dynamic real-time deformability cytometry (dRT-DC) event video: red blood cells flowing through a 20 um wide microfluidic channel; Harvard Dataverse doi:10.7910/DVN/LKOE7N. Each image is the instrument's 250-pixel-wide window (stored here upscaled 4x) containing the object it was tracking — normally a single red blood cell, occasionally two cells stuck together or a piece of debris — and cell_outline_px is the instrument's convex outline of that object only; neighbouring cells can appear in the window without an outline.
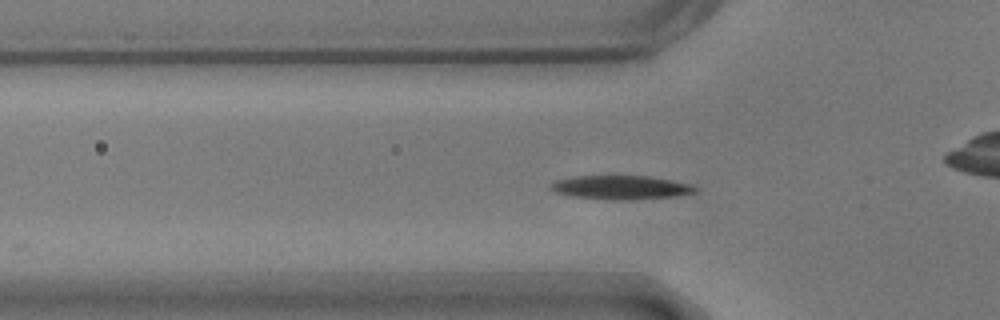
{"species": "common noctule bat (a hibernating species)", "species_latin": "Nyctalus noctula", "temperature_condition": "warm", "stored_images_in_passage": 33, "camera_frame_rate_fps": 3000, "um_per_image_px": 0.085, "animal": {"sex": "male", "body_mass_g": 17.9}, "frame": {"image": 1, "passage_image": 4, "time_ms": 1.0, "image_size_px": [1000, 320], "cell_outline_px": [[696, 192], [676, 196], [632, 200], [612, 200], [572, 196], [556, 192], [548, 188], [548, 184], [556, 180], [576, 176], [648, 176], [688, 184], [696, 188]], "centroid_in_image_um": [52.7, 15.94], "position_along_channel_um": 73.1, "area_um2": 19.94}}
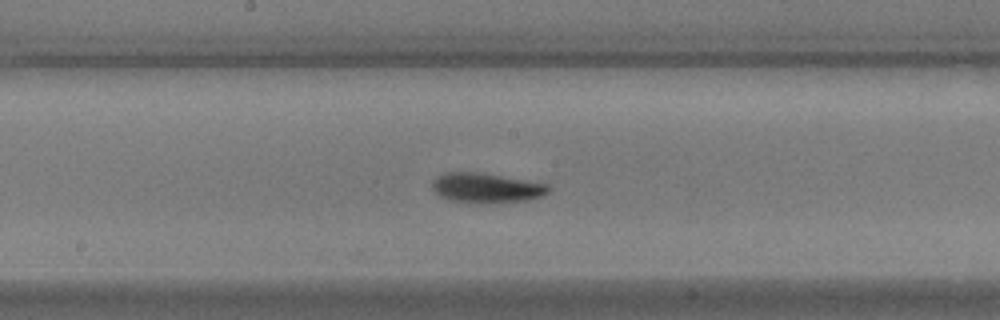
{"frame": {"image": 2, "passage_image": 15, "time_ms": 4.667, "image_size_px": [1000, 320], "cell_outline_px": [[552, 188], [544, 196], [528, 200], [488, 204], [476, 204], [452, 200], [440, 196], [432, 188], [432, 184], [436, 176], [444, 172], [484, 172], [548, 184]], "centroid_in_image_um": [41.37, 15.97], "position_along_channel_um": 206.8, "area_um2": 20.69}}
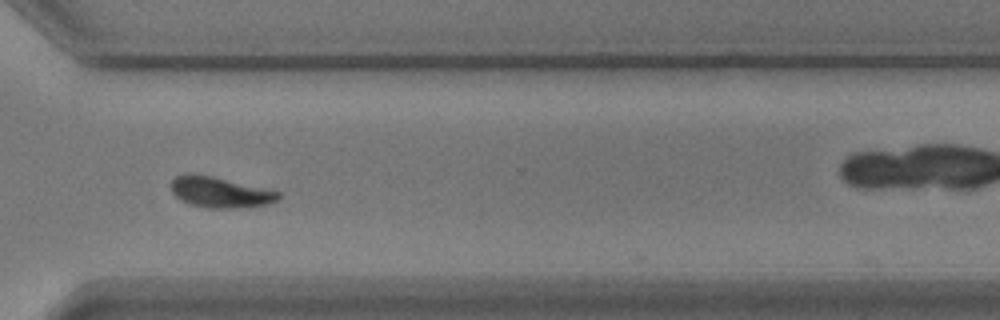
{"frame": {"image": 3, "passage_image": 27, "time_ms": 8.667, "image_size_px": [1000, 320], "cell_outline_px": [[280, 200], [268, 204], [248, 208], [208, 208], [192, 204], [180, 200], [172, 192], [172, 180], [176, 176], [184, 172], [188, 172], [212, 176], [280, 192]], "centroid_in_image_um": [18.71, 16.34], "position_along_channel_um": 351.9, "area_um2": 19.31}, "authors_computed_cell_mechanics": {"area_um2": 19.3052, "velocity_mm_per_s": 3.6284, "shape_relaxation_time_tau1_ms": 2.6801, "shape_relaxation_time_tau2_ms": 6.1195, "deformation_change_tau1": 0.1457, "deformation_change_tau2": 0.1294}}